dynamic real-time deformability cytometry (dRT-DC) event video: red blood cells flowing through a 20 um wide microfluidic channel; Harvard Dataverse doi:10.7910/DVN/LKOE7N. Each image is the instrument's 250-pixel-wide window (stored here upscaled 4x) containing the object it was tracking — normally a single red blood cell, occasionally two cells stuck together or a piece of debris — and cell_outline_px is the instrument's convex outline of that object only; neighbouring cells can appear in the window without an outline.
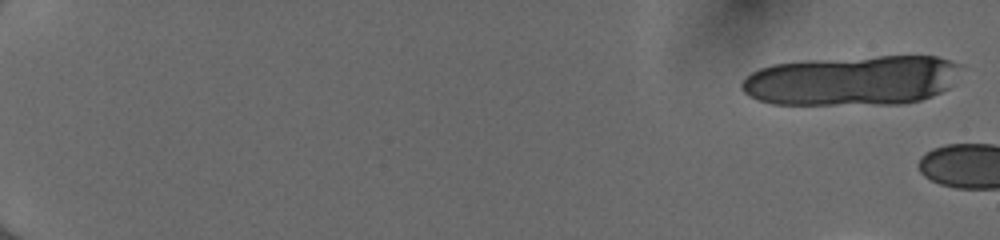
{"species": "human", "species_latin": "Homo sapiens", "temperature_condition": "cold", "stored_images_in_passage": 5, "camera_frame_rate_fps": 3000, "um_per_image_px": 0.085, "donor": {"sex": "female"}, "frame": {"image": 1, "passage_image": 2, "time_ms": 0.333, "image_size_px": [1000, 240], "cell_outline_px": [[960, 64], [948, 88], [932, 96], [920, 100], [900, 104], [772, 104], [760, 100], [744, 92], [740, 88], [740, 84], [752, 72], [760, 68], [772, 64], [804, 60], [880, 56], [936, 56]], "centroid_in_image_um": [72.39, 6.84], "position_along_channel_um": 12.6, "area_um2": 63.41}}